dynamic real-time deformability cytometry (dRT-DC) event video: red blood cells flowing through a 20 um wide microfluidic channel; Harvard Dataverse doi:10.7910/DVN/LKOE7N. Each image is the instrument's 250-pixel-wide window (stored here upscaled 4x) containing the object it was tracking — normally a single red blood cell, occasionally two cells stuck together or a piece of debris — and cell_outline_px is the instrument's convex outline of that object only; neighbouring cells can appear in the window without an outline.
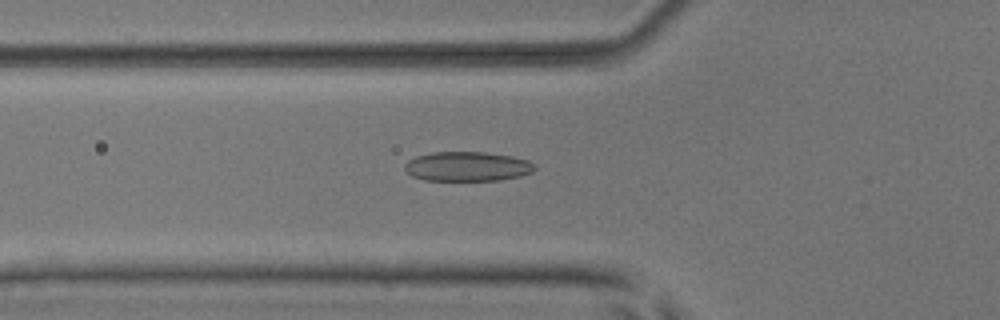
{"species": "common noctule bat (a hibernating species)", "species_latin": "Nyctalus noctula", "temperature_condition": "room temperature", "stored_images_in_passage": 48, "camera_frame_rate_fps": 3000, "um_per_image_px": 0.085, "animal": {"sex": "male", "body_mass_g": 17.9, "forearm_length_mm": 54.2}, "frame": {"image": 1, "passage_image": 14, "time_ms": 4.333, "image_size_px": [1000, 320], "cell_outline_px": [[524, 172], [512, 176], [488, 180], [436, 180], [420, 176], [424, 156], [448, 152], [468, 152], [500, 156], [520, 160]], "centroid_in_image_um": [39.86, 14.17], "position_along_channel_um": 85.9, "area_um2": 17.46}}
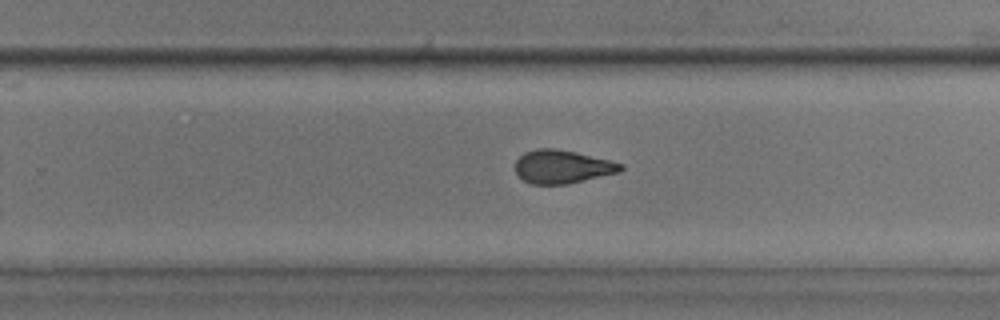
{"frame": {"image": 2, "passage_image": 29, "time_ms": 9.333, "image_size_px": [1000, 320], "cell_outline_px": [[620, 168], [612, 172], [576, 180], [556, 184], [540, 184], [528, 180], [520, 176], [516, 168], [516, 164], [528, 152], [568, 152], [620, 164]], "centroid_in_image_um": [47.72, 14.22], "position_along_channel_um": 282.1, "area_um2": 17.22}}
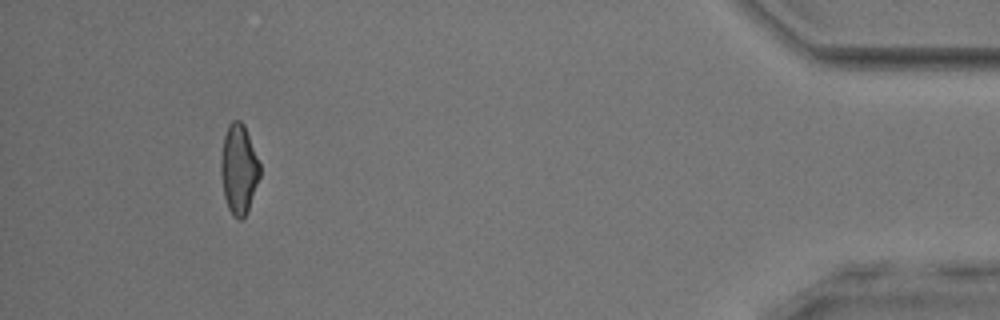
{"frame": {"image": 3, "passage_image": 44, "time_ms": 14.333, "image_size_px": [1000, 320], "cell_outline_px": [[260, 172], [244, 216], [236, 216], [232, 212], [228, 204], [224, 192], [224, 140], [228, 128], [236, 120], [244, 128], [260, 164]], "centroid_in_image_um": [20.35, 14.37], "position_along_channel_um": 414.9, "area_um2": 17.74}, "authors_computed_cell_mechanics": {"area_um2": 17.5712, "velocity_mm_per_s": 3.9228, "shape_relaxation_time_tau1_ms": null, "shape_relaxation_time_tau2_ms": 2.1458, "deformation_change_tau1": null, "deformation_change_tau2": 0.0667}}